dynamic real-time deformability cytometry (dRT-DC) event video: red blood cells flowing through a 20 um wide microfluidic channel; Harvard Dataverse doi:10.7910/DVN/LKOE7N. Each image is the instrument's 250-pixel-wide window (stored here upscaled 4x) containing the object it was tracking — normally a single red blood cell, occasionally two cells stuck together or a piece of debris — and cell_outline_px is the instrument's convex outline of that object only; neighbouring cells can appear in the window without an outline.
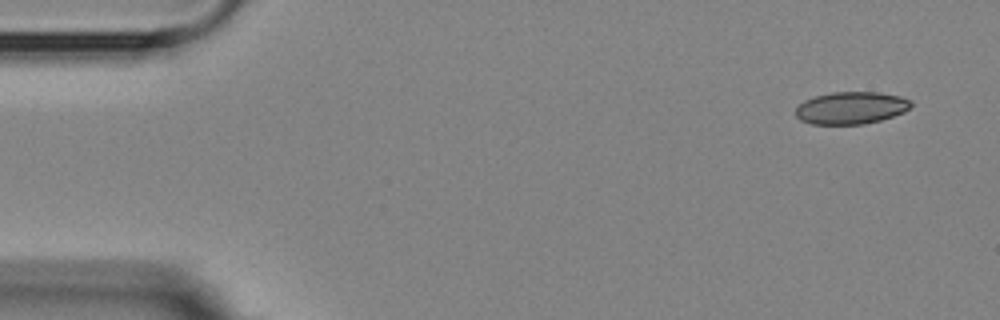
{"species": "Egyptian fruit bat (a non-hibernating species)", "species_latin": "Rousettus aegyptiacus", "temperature_condition": "room temperature", "stored_images_in_passage": 4, "camera_frame_rate_fps": 3000, "um_per_image_px": 0.085, "animal": {"sex": "female"}, "frame": {"image": 1, "passage_image": 1, "time_ms": 0.0, "image_size_px": [1000, 320], "cell_outline_px": [[912, 104], [904, 112], [880, 120], [864, 124], [812, 124], [800, 120], [796, 116], [796, 108], [804, 100], [816, 96], [832, 92], [880, 92], [900, 96], [908, 100]], "centroid_in_image_um": [72.32, 9.17], "position_along_channel_um": 12.7, "area_um2": 21.56}}
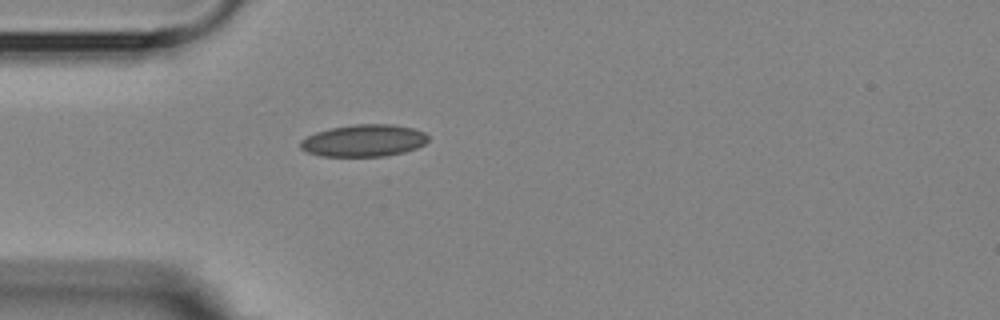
{"frame": {"image": 2, "passage_image": 4, "time_ms": 4.0, "image_size_px": [1000, 320], "cell_outline_px": [[428, 140], [424, 144], [416, 148], [404, 152], [388, 156], [320, 156], [308, 152], [300, 148], [300, 140], [316, 132], [332, 128], [356, 124], [392, 124], [412, 128], [424, 132], [428, 136]], "centroid_in_image_um": [30.93, 11.95], "position_along_channel_um": 54.1, "area_um2": 23.81}}